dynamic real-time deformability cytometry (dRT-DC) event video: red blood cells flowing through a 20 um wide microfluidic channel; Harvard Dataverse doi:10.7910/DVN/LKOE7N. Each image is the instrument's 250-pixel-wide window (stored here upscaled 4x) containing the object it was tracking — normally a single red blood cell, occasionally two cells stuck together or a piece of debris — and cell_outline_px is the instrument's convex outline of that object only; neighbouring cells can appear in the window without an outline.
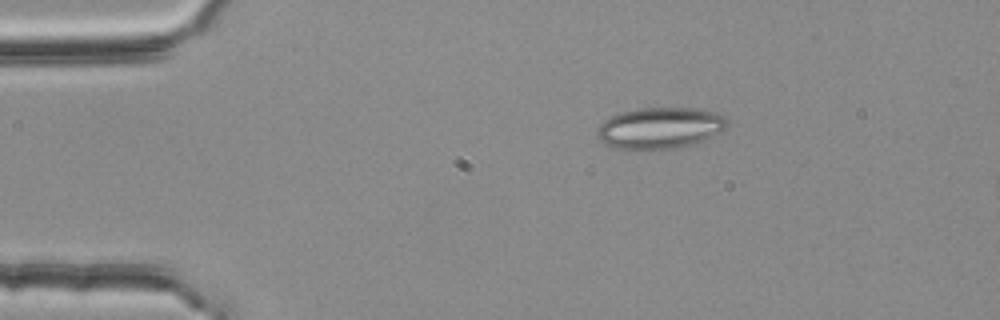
{"species": "common noctule bat (a hibernating species)", "species_latin": "Nyctalus noctula", "temperature_condition": "room temperature", "stored_images_in_passage": 8, "camera_frame_rate_fps": 3000, "um_per_image_px": 0.085, "animal": {"sex": "female", "body_mass_g": 25.1}, "frame": {"image": 1, "passage_image": 1, "time_ms": 0.0, "image_size_px": [1000, 320], "cell_outline_px": [[728, 124], [720, 132], [692, 144], [672, 148], [636, 152], [632, 152], [612, 148], [604, 144], [596, 136], [596, 132], [600, 124], [604, 120], [620, 112], [640, 108], [700, 108], [724, 116]], "centroid_in_image_um": [56.0, 10.91], "position_along_channel_um": 29.0, "area_um2": 31.79}}